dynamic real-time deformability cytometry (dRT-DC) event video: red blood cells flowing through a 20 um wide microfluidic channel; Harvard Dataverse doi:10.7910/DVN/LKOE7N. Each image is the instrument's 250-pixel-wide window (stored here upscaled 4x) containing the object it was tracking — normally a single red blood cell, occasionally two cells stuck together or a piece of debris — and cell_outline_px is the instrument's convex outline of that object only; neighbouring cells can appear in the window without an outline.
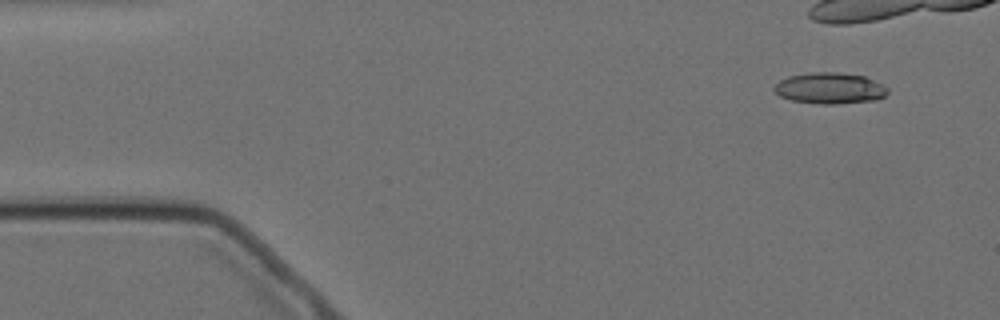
{"species": "Egyptian fruit bat (a non-hibernating species)", "species_latin": "Rousettus aegyptiacus", "temperature_condition": "cold", "stored_images_in_passage": 7, "camera_frame_rate_fps": 3000, "um_per_image_px": 0.085, "animal": {"sex": "female"}, "frame": {"image": 1, "passage_image": 2, "time_ms": 1.0, "image_size_px": [1000, 320], "cell_outline_px": [[888, 92], [884, 96], [876, 100], [836, 104], [820, 104], [792, 100], [780, 96], [772, 88], [780, 80], [788, 76], [808, 72], [836, 72], [864, 76], [884, 84], [888, 88]], "centroid_in_image_um": [70.54, 7.49], "position_along_channel_um": 14.5, "area_um2": 20.69}}